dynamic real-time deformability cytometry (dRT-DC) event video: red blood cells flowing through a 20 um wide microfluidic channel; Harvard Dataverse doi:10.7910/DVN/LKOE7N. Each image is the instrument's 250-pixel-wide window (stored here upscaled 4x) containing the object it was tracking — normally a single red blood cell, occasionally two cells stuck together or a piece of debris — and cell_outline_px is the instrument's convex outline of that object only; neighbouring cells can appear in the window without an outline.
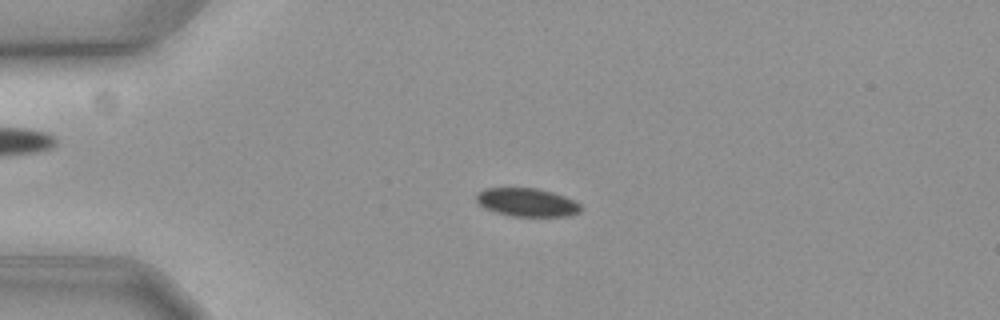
{"species": "common noctule bat (a hibernating species)", "species_latin": "Nyctalus noctula", "temperature_condition": "cold", "stored_images_in_passage": 37, "camera_frame_rate_fps": 3000, "um_per_image_px": 0.085, "animal": {"sex": "female", "body_mass_g": 19.3, "forearm_length_mm": 54.1}, "frame": {"image": 1, "passage_image": 7, "time_ms": 2.0, "image_size_px": [1000, 320], "cell_outline_px": [[584, 208], [580, 212], [568, 216], [512, 216], [496, 212], [484, 208], [476, 200], [476, 192], [484, 188], [536, 188], [552, 192], [564, 196], [580, 204]], "centroid_in_image_um": [44.79, 17.2], "position_along_channel_um": 40.2, "area_um2": 17.28}}
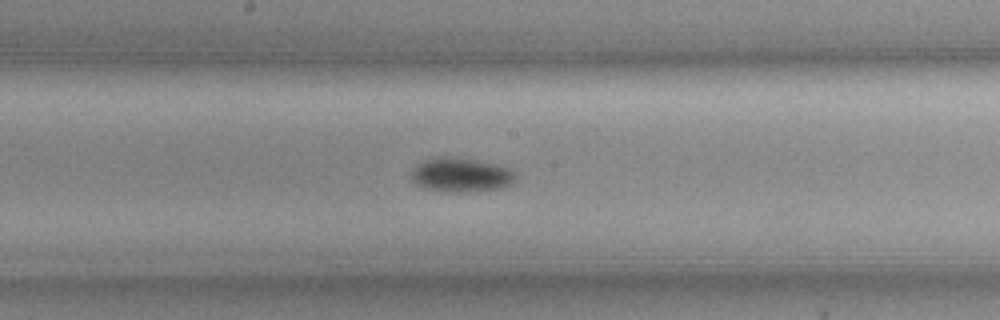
{"frame": {"image": 2, "passage_image": 24, "time_ms": 7.667, "image_size_px": [1000, 320], "cell_outline_px": [[516, 176], [504, 188], [460, 192], [448, 192], [424, 188], [416, 184], [412, 180], [412, 172], [416, 164], [436, 156], [448, 156], [496, 164], [508, 168]], "centroid_in_image_um": [39.13, 14.87], "position_along_channel_um": 209.1, "area_um2": 20.46}}
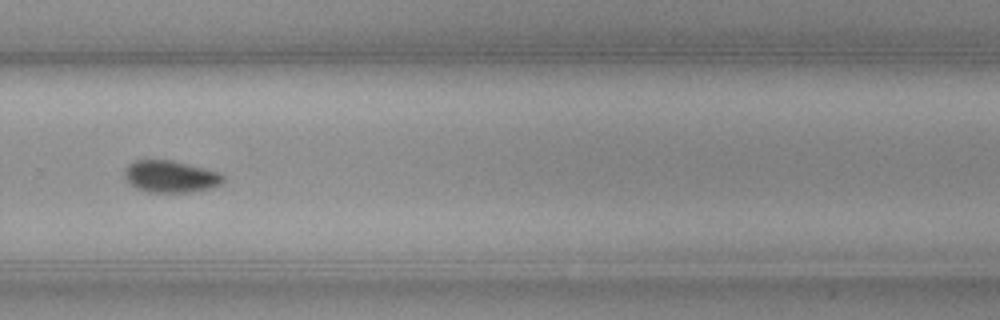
{"frame": {"image": 3, "passage_image": 33, "time_ms": 10.667, "image_size_px": [1000, 320], "cell_outline_px": [[224, 184], [212, 188], [188, 192], [148, 192], [136, 188], [128, 184], [124, 176], [124, 168], [132, 160], [172, 160], [220, 172], [224, 176]], "centroid_in_image_um": [14.48, 15.0], "position_along_channel_um": 315.3, "area_um2": 18.67}}